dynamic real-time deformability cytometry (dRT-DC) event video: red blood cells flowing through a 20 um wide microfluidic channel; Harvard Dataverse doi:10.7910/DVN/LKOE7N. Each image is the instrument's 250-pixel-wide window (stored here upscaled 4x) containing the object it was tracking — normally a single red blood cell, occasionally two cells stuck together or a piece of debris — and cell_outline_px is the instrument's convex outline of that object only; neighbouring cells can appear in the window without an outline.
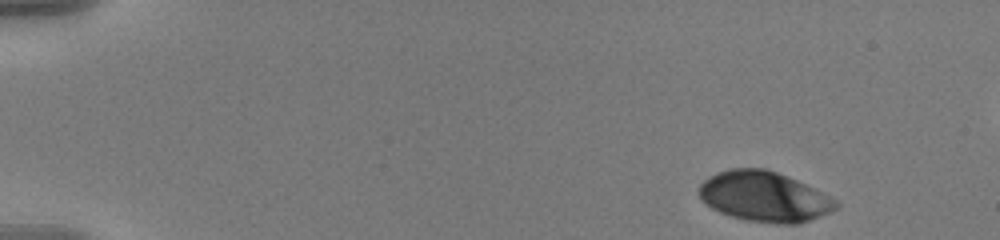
{"species": "human", "species_latin": "Homo sapiens", "temperature_condition": "warm", "stored_images_in_passage": 53, "segment_of_instrument_passage": [1, 2], "camera_frame_rate_fps": 3000, "um_per_image_px": 0.085, "donor": {"sex": "male"}, "frame": {"image": 1, "passage_image": 1, "time_ms": 0.0, "image_size_px": [1000, 240], "cell_outline_px": [[840, 204], [836, 208], [820, 216], [800, 224], [776, 224], [744, 220], [720, 212], [712, 208], [700, 200], [700, 184], [708, 176], [716, 172], [732, 168], [764, 168], [776, 172], [796, 180], [832, 196]], "centroid_in_image_um": [64.96, 16.72], "position_along_channel_um": 20.0, "area_um2": 40.11}}
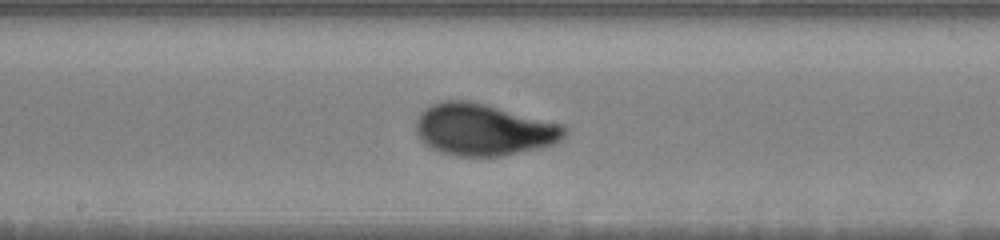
{"frame": {"image": 2, "passage_image": 27, "time_ms": 8.667, "image_size_px": [1000, 240], "cell_outline_px": [[568, 132], [556, 144], [500, 156], [460, 156], [444, 152], [432, 148], [420, 140], [416, 132], [416, 120], [420, 112], [432, 104], [440, 100], [472, 100], [488, 104], [564, 124], [568, 128]], "centroid_in_image_um": [41.13, 10.99], "position_along_channel_um": 207.1, "area_um2": 45.2}}
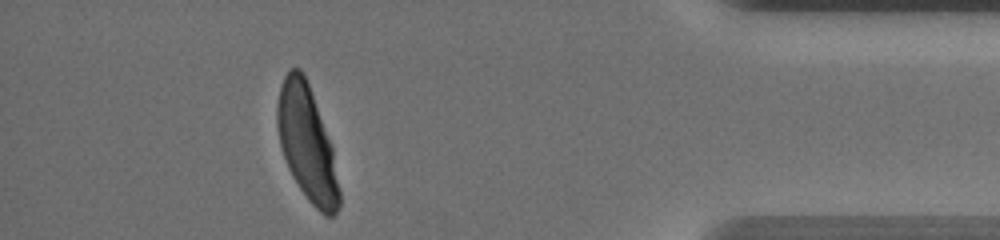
{"frame": {"image": 3, "passage_image": 47, "time_ms": 15.333, "image_size_px": [1000, 240], "cell_outline_px": [[340, 204], [336, 212], [332, 216], [324, 216], [308, 200], [292, 176], [288, 168], [280, 144], [276, 124], [276, 104], [280, 88], [284, 76], [288, 68], [300, 68], [304, 72], [332, 148], [340, 192]], "centroid_in_image_um": [26.07, 12.17], "position_along_channel_um": 409.1, "area_um2": 41.1}}